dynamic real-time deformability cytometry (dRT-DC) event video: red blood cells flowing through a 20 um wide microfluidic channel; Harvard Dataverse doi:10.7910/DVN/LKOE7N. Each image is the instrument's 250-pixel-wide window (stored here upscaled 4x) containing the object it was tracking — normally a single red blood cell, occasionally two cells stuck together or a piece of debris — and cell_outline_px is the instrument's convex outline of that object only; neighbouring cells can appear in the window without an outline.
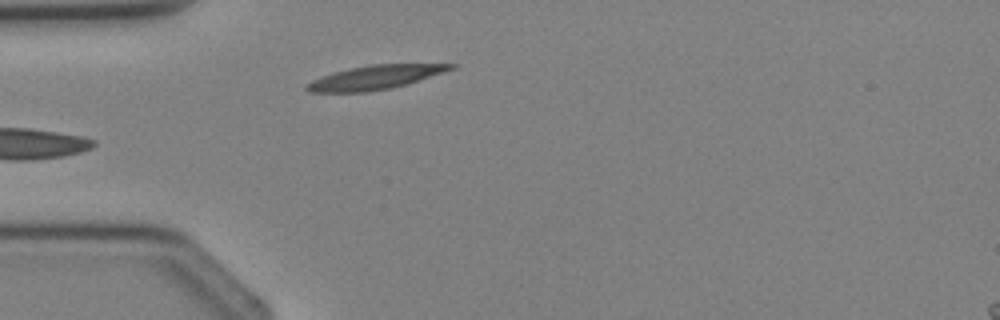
{"species": "Egyptian fruit bat (a non-hibernating species)", "species_latin": "Rousettus aegyptiacus", "temperature_condition": "cold", "stored_images_in_passage": 4, "camera_frame_rate_fps": 3000, "um_per_image_px": 0.085, "animal": {"sex": "female"}, "frame": {"image": 1, "passage_image": 4, "time_ms": 4.333, "image_size_px": [1000, 320], "cell_outline_px": [[456, 68], [404, 84], [388, 88], [368, 92], [308, 92], [304, 88], [312, 80], [348, 68], [372, 64], [456, 64]], "centroid_in_image_um": [31.85, 6.57], "position_along_channel_um": 53.1, "area_um2": 19.59}}